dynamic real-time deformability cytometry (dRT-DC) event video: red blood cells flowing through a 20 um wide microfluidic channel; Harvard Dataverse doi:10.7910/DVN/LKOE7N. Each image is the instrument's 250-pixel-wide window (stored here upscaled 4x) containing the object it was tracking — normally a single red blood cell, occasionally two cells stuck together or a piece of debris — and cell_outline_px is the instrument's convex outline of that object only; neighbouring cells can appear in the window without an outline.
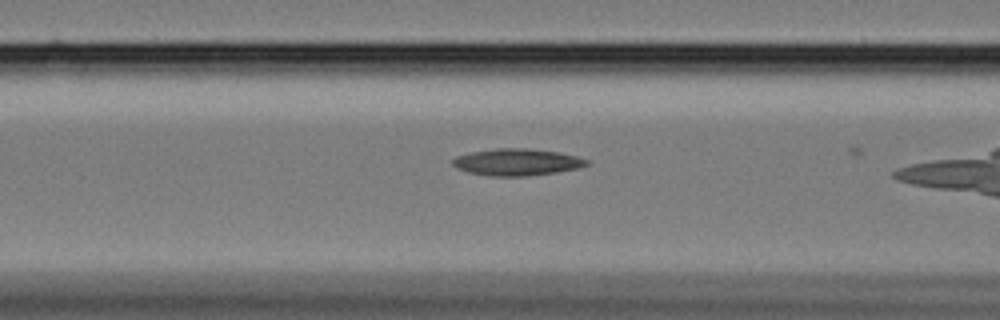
{"species": "Egyptian fruit bat (a non-hibernating species)", "species_latin": "Rousettus aegyptiacus", "temperature_condition": "cold", "stored_images_in_passage": 28, "camera_frame_rate_fps": 3000, "um_per_image_px": 0.085, "animal": {"sex": "female"}, "frame": {"image": 1, "passage_image": 5, "time_ms": 1.333, "image_size_px": [1000, 320], "cell_outline_px": [[592, 164], [580, 168], [556, 172], [524, 176], [488, 176], [468, 172], [456, 168], [452, 164], [452, 160], [456, 156], [472, 152], [496, 148], [528, 148], [560, 152], [576, 156], [588, 160]], "centroid_in_image_um": [43.96, 13.78], "position_along_channel_um": 122.6, "area_um2": 21.1}}
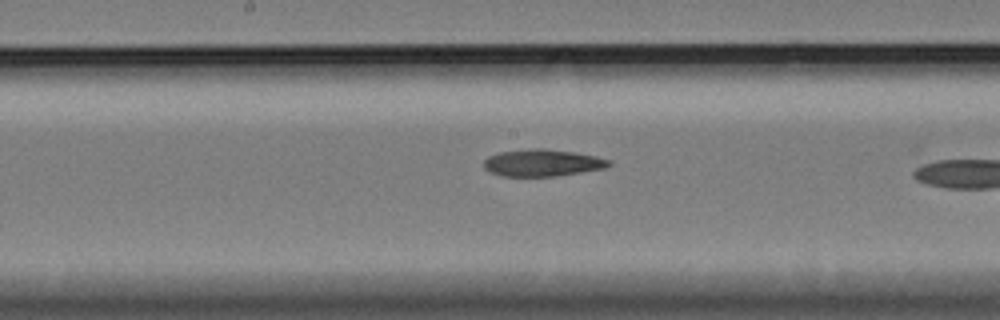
{"frame": {"image": 2, "passage_image": 12, "time_ms": 3.667, "image_size_px": [1000, 320], "cell_outline_px": [[612, 164], [604, 168], [556, 176], [500, 176], [488, 172], [484, 168], [484, 160], [488, 156], [500, 152], [532, 148], [544, 148], [572, 152], [596, 156], [612, 160]], "centroid_in_image_um": [46.08, 13.84], "position_along_channel_um": 202.1, "area_um2": 19.71}}
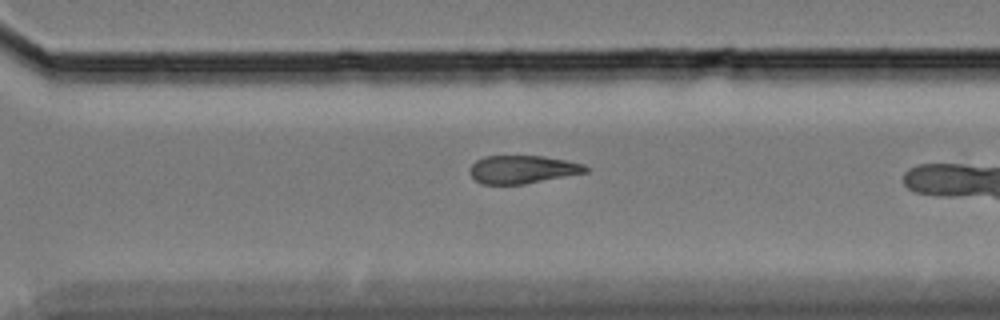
{"frame": {"image": 3, "passage_image": 23, "time_ms": 7.333, "image_size_px": [1000, 320], "cell_outline_px": [[588, 172], [524, 184], [480, 184], [468, 172], [468, 168], [476, 160], [484, 156], [544, 156], [568, 160], [584, 164], [588, 168]], "centroid_in_image_um": [44.4, 14.39], "position_along_channel_um": 326.2, "area_um2": 19.07}}